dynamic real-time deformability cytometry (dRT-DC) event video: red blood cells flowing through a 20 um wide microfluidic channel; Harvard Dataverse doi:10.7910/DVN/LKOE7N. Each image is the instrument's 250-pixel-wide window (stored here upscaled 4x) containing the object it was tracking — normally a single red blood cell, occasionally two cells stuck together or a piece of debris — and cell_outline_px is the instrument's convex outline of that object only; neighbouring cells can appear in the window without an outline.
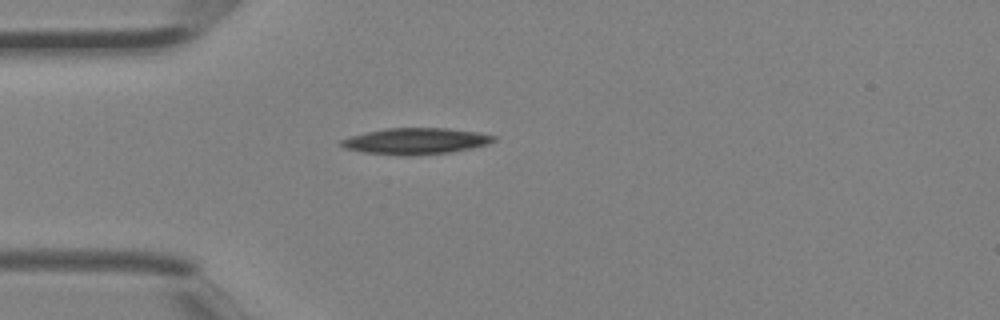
{"species": "Egyptian fruit bat (a non-hibernating species)", "species_latin": "Rousettus aegyptiacus", "temperature_condition": "room temperature", "stored_images_in_passage": 1, "camera_frame_rate_fps": 3000, "um_per_image_px": 0.085, "animal": {"sex": "female"}, "frame": {"image": 1, "passage_image": 1, "time_ms": 0.0, "image_size_px": [1000, 320], "cell_outline_px": [[496, 140], [488, 144], [472, 148], [452, 152], [416, 156], [400, 156], [364, 152], [344, 148], [340, 144], [340, 140], [352, 136], [384, 128], [448, 128], [480, 132], [496, 136]], "centroid_in_image_um": [35.38, 12.0], "position_along_channel_um": 49.6, "area_um2": 23.58}}